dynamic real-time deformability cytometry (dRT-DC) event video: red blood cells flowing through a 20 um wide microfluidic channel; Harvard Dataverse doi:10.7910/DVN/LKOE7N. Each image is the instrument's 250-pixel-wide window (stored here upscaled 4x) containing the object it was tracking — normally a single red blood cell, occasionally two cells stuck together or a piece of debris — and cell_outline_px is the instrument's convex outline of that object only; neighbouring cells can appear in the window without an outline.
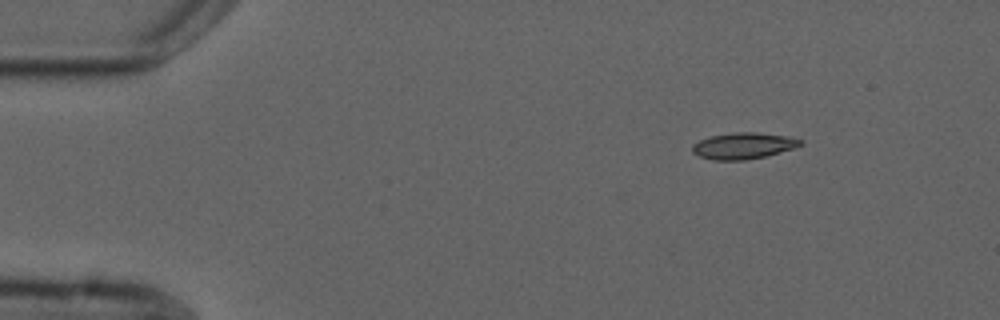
{"species": "common noctule bat (a hibernating species)", "species_latin": "Nyctalus noctula", "temperature_condition": "cold", "stored_images_in_passage": 4, "camera_frame_rate_fps": 3000, "um_per_image_px": 0.085, "animal": {"sex": "male", "forearm_length_mm": 52.5}, "frame": {"image": 1, "passage_image": 1, "time_ms": 0.0, "image_size_px": [1000, 320], "cell_outline_px": [[804, 144], [796, 148], [764, 156], [744, 160], [712, 160], [700, 156], [692, 152], [692, 144], [708, 136], [732, 132], [756, 132], [784, 136], [804, 140]], "centroid_in_image_um": [63.18, 12.38], "position_along_channel_um": 21.8, "area_um2": 16.65}}
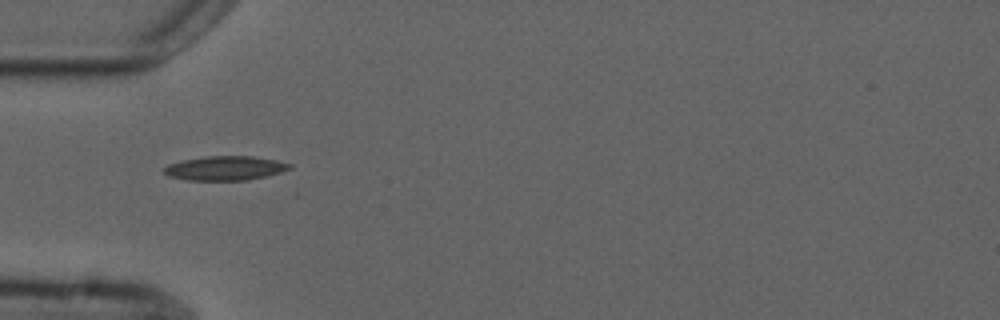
{"frame": {"image": 2, "passage_image": 4, "time_ms": 3.333, "image_size_px": [1000, 320], "cell_outline_px": [[292, 168], [280, 172], [248, 180], [188, 180], [168, 176], [164, 172], [164, 168], [168, 164], [184, 160], [208, 156], [252, 156], [276, 160], [292, 164]], "centroid_in_image_um": [19.14, 14.29], "position_along_channel_um": 65.9, "area_um2": 17.57}}